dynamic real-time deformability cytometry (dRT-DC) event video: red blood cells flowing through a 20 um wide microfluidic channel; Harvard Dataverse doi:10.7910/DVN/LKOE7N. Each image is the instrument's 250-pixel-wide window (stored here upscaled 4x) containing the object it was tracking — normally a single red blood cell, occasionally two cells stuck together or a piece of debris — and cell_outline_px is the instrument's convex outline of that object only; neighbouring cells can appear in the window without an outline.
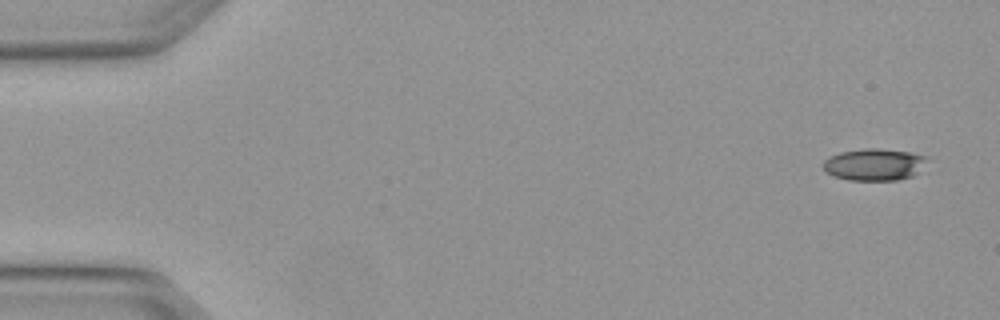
{"species": "Egyptian fruit bat (a non-hibernating species)", "species_latin": "Rousettus aegyptiacus", "temperature_condition": "warm", "stored_images_in_passage": 10, "camera_frame_rate_fps": 3000, "um_per_image_px": 0.085, "animal": {"sex": "female"}, "frame": {"image": 1, "passage_image": 1, "time_ms": 0.0, "image_size_px": [1000, 320], "cell_outline_px": [[928, 156], [916, 172], [912, 176], [896, 180], [848, 180], [832, 176], [824, 168], [824, 160], [840, 152], [864, 148], [880, 148], [908, 152]], "centroid_in_image_um": [74.27, 13.98], "position_along_channel_um": 10.7, "area_um2": 19.02}}